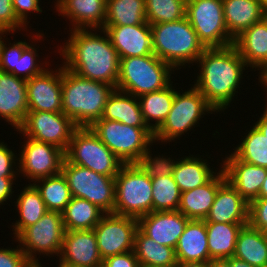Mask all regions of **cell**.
I'll use <instances>...</instances> for the list:
<instances>
[{
	"instance_id": "cell-18",
	"label": "cell",
	"mask_w": 267,
	"mask_h": 267,
	"mask_svg": "<svg viewBox=\"0 0 267 267\" xmlns=\"http://www.w3.org/2000/svg\"><path fill=\"white\" fill-rule=\"evenodd\" d=\"M102 30L108 34L119 58L154 54L151 25L148 22L136 25H104Z\"/></svg>"
},
{
	"instance_id": "cell-39",
	"label": "cell",
	"mask_w": 267,
	"mask_h": 267,
	"mask_svg": "<svg viewBox=\"0 0 267 267\" xmlns=\"http://www.w3.org/2000/svg\"><path fill=\"white\" fill-rule=\"evenodd\" d=\"M233 154L246 163L267 168V138L254 125Z\"/></svg>"
},
{
	"instance_id": "cell-2",
	"label": "cell",
	"mask_w": 267,
	"mask_h": 267,
	"mask_svg": "<svg viewBox=\"0 0 267 267\" xmlns=\"http://www.w3.org/2000/svg\"><path fill=\"white\" fill-rule=\"evenodd\" d=\"M200 74L194 87L218 112L231 103L246 63L234 45L206 48L198 60Z\"/></svg>"
},
{
	"instance_id": "cell-42",
	"label": "cell",
	"mask_w": 267,
	"mask_h": 267,
	"mask_svg": "<svg viewBox=\"0 0 267 267\" xmlns=\"http://www.w3.org/2000/svg\"><path fill=\"white\" fill-rule=\"evenodd\" d=\"M150 149L147 148L145 153L142 155L138 164L150 177H163L166 175H172L176 161L170 158H152ZM174 161V162H173Z\"/></svg>"
},
{
	"instance_id": "cell-21",
	"label": "cell",
	"mask_w": 267,
	"mask_h": 267,
	"mask_svg": "<svg viewBox=\"0 0 267 267\" xmlns=\"http://www.w3.org/2000/svg\"><path fill=\"white\" fill-rule=\"evenodd\" d=\"M223 165L226 179L248 203L259 197L262 183L267 177V168L239 160L233 153Z\"/></svg>"
},
{
	"instance_id": "cell-31",
	"label": "cell",
	"mask_w": 267,
	"mask_h": 267,
	"mask_svg": "<svg viewBox=\"0 0 267 267\" xmlns=\"http://www.w3.org/2000/svg\"><path fill=\"white\" fill-rule=\"evenodd\" d=\"M134 253L140 267L177 265L175 249L161 245L137 228L134 237Z\"/></svg>"
},
{
	"instance_id": "cell-5",
	"label": "cell",
	"mask_w": 267,
	"mask_h": 267,
	"mask_svg": "<svg viewBox=\"0 0 267 267\" xmlns=\"http://www.w3.org/2000/svg\"><path fill=\"white\" fill-rule=\"evenodd\" d=\"M119 59L116 86L119 91L138 98L162 90L170 84L173 68L154 54Z\"/></svg>"
},
{
	"instance_id": "cell-23",
	"label": "cell",
	"mask_w": 267,
	"mask_h": 267,
	"mask_svg": "<svg viewBox=\"0 0 267 267\" xmlns=\"http://www.w3.org/2000/svg\"><path fill=\"white\" fill-rule=\"evenodd\" d=\"M233 45L247 67L261 68V80L267 74V18L244 30L234 39Z\"/></svg>"
},
{
	"instance_id": "cell-19",
	"label": "cell",
	"mask_w": 267,
	"mask_h": 267,
	"mask_svg": "<svg viewBox=\"0 0 267 267\" xmlns=\"http://www.w3.org/2000/svg\"><path fill=\"white\" fill-rule=\"evenodd\" d=\"M190 219L180 211H152L138 218V228L161 245L176 248Z\"/></svg>"
},
{
	"instance_id": "cell-10",
	"label": "cell",
	"mask_w": 267,
	"mask_h": 267,
	"mask_svg": "<svg viewBox=\"0 0 267 267\" xmlns=\"http://www.w3.org/2000/svg\"><path fill=\"white\" fill-rule=\"evenodd\" d=\"M209 111V112H208ZM216 110L205 97L193 86L180 94L175 92L171 110L162 125L154 132L155 140L170 141L187 132L200 120L204 112Z\"/></svg>"
},
{
	"instance_id": "cell-56",
	"label": "cell",
	"mask_w": 267,
	"mask_h": 267,
	"mask_svg": "<svg viewBox=\"0 0 267 267\" xmlns=\"http://www.w3.org/2000/svg\"><path fill=\"white\" fill-rule=\"evenodd\" d=\"M8 31H9V30H7V29H5V28H3V27H0V34H1V35H3L4 32L6 33V32H8ZM1 39H2V36H0V57H1L2 46H3V44H4V41L1 40Z\"/></svg>"
},
{
	"instance_id": "cell-34",
	"label": "cell",
	"mask_w": 267,
	"mask_h": 267,
	"mask_svg": "<svg viewBox=\"0 0 267 267\" xmlns=\"http://www.w3.org/2000/svg\"><path fill=\"white\" fill-rule=\"evenodd\" d=\"M213 174L216 173L210 169L205 160L190 156L176 161L172 173L181 192L204 185L214 176Z\"/></svg>"
},
{
	"instance_id": "cell-15",
	"label": "cell",
	"mask_w": 267,
	"mask_h": 267,
	"mask_svg": "<svg viewBox=\"0 0 267 267\" xmlns=\"http://www.w3.org/2000/svg\"><path fill=\"white\" fill-rule=\"evenodd\" d=\"M21 152L19 172L32 181L61 173L65 152L49 143L27 137ZM21 169V170H20Z\"/></svg>"
},
{
	"instance_id": "cell-4",
	"label": "cell",
	"mask_w": 267,
	"mask_h": 267,
	"mask_svg": "<svg viewBox=\"0 0 267 267\" xmlns=\"http://www.w3.org/2000/svg\"><path fill=\"white\" fill-rule=\"evenodd\" d=\"M151 32L154 55L173 69L197 61L206 49L186 17L152 24Z\"/></svg>"
},
{
	"instance_id": "cell-36",
	"label": "cell",
	"mask_w": 267,
	"mask_h": 267,
	"mask_svg": "<svg viewBox=\"0 0 267 267\" xmlns=\"http://www.w3.org/2000/svg\"><path fill=\"white\" fill-rule=\"evenodd\" d=\"M144 23H147L145 0H107L104 25Z\"/></svg>"
},
{
	"instance_id": "cell-61",
	"label": "cell",
	"mask_w": 267,
	"mask_h": 267,
	"mask_svg": "<svg viewBox=\"0 0 267 267\" xmlns=\"http://www.w3.org/2000/svg\"><path fill=\"white\" fill-rule=\"evenodd\" d=\"M42 267V266H41ZM58 267H66V266H63V265H61L60 263H59V266Z\"/></svg>"
},
{
	"instance_id": "cell-35",
	"label": "cell",
	"mask_w": 267,
	"mask_h": 267,
	"mask_svg": "<svg viewBox=\"0 0 267 267\" xmlns=\"http://www.w3.org/2000/svg\"><path fill=\"white\" fill-rule=\"evenodd\" d=\"M16 205L20 213V220L16 221L13 225L14 237H17L25 228L39 221L48 211L39 191L33 184L24 187L17 199Z\"/></svg>"
},
{
	"instance_id": "cell-55",
	"label": "cell",
	"mask_w": 267,
	"mask_h": 267,
	"mask_svg": "<svg viewBox=\"0 0 267 267\" xmlns=\"http://www.w3.org/2000/svg\"><path fill=\"white\" fill-rule=\"evenodd\" d=\"M258 198H267V177L265 178L264 182L262 183V187L259 191Z\"/></svg>"
},
{
	"instance_id": "cell-40",
	"label": "cell",
	"mask_w": 267,
	"mask_h": 267,
	"mask_svg": "<svg viewBox=\"0 0 267 267\" xmlns=\"http://www.w3.org/2000/svg\"><path fill=\"white\" fill-rule=\"evenodd\" d=\"M186 4L187 0H145L146 21L152 25L183 19Z\"/></svg>"
},
{
	"instance_id": "cell-48",
	"label": "cell",
	"mask_w": 267,
	"mask_h": 267,
	"mask_svg": "<svg viewBox=\"0 0 267 267\" xmlns=\"http://www.w3.org/2000/svg\"><path fill=\"white\" fill-rule=\"evenodd\" d=\"M103 262L107 267H140L134 251L113 255L105 258Z\"/></svg>"
},
{
	"instance_id": "cell-58",
	"label": "cell",
	"mask_w": 267,
	"mask_h": 267,
	"mask_svg": "<svg viewBox=\"0 0 267 267\" xmlns=\"http://www.w3.org/2000/svg\"><path fill=\"white\" fill-rule=\"evenodd\" d=\"M262 84L265 85V87L267 86V74L261 79L260 81ZM267 88V87H266Z\"/></svg>"
},
{
	"instance_id": "cell-24",
	"label": "cell",
	"mask_w": 267,
	"mask_h": 267,
	"mask_svg": "<svg viewBox=\"0 0 267 267\" xmlns=\"http://www.w3.org/2000/svg\"><path fill=\"white\" fill-rule=\"evenodd\" d=\"M107 0H57L55 6L60 15L67 16L74 29H103ZM101 28V29H100Z\"/></svg>"
},
{
	"instance_id": "cell-1",
	"label": "cell",
	"mask_w": 267,
	"mask_h": 267,
	"mask_svg": "<svg viewBox=\"0 0 267 267\" xmlns=\"http://www.w3.org/2000/svg\"><path fill=\"white\" fill-rule=\"evenodd\" d=\"M70 39L61 47L65 67L77 75L93 81L110 84L116 89L119 74V56L108 34H94L86 29L71 28Z\"/></svg>"
},
{
	"instance_id": "cell-41",
	"label": "cell",
	"mask_w": 267,
	"mask_h": 267,
	"mask_svg": "<svg viewBox=\"0 0 267 267\" xmlns=\"http://www.w3.org/2000/svg\"><path fill=\"white\" fill-rule=\"evenodd\" d=\"M36 52V49L26 42H17L16 67L10 73L25 80H29L33 76L41 74L44 68L36 64V56L38 57Z\"/></svg>"
},
{
	"instance_id": "cell-33",
	"label": "cell",
	"mask_w": 267,
	"mask_h": 267,
	"mask_svg": "<svg viewBox=\"0 0 267 267\" xmlns=\"http://www.w3.org/2000/svg\"><path fill=\"white\" fill-rule=\"evenodd\" d=\"M172 83L162 90L147 93L138 97L140 109L147 126L155 132L164 122L171 110L175 97ZM154 119L155 124L150 123Z\"/></svg>"
},
{
	"instance_id": "cell-20",
	"label": "cell",
	"mask_w": 267,
	"mask_h": 267,
	"mask_svg": "<svg viewBox=\"0 0 267 267\" xmlns=\"http://www.w3.org/2000/svg\"><path fill=\"white\" fill-rule=\"evenodd\" d=\"M27 112V80L0 70V116L18 129Z\"/></svg>"
},
{
	"instance_id": "cell-32",
	"label": "cell",
	"mask_w": 267,
	"mask_h": 267,
	"mask_svg": "<svg viewBox=\"0 0 267 267\" xmlns=\"http://www.w3.org/2000/svg\"><path fill=\"white\" fill-rule=\"evenodd\" d=\"M104 211L88 200L72 197L62 212L65 230H91L100 222Z\"/></svg>"
},
{
	"instance_id": "cell-26",
	"label": "cell",
	"mask_w": 267,
	"mask_h": 267,
	"mask_svg": "<svg viewBox=\"0 0 267 267\" xmlns=\"http://www.w3.org/2000/svg\"><path fill=\"white\" fill-rule=\"evenodd\" d=\"M177 262H209L205 220L190 219L175 248Z\"/></svg>"
},
{
	"instance_id": "cell-38",
	"label": "cell",
	"mask_w": 267,
	"mask_h": 267,
	"mask_svg": "<svg viewBox=\"0 0 267 267\" xmlns=\"http://www.w3.org/2000/svg\"><path fill=\"white\" fill-rule=\"evenodd\" d=\"M152 211H177L180 205L181 191L173 175L151 177Z\"/></svg>"
},
{
	"instance_id": "cell-28",
	"label": "cell",
	"mask_w": 267,
	"mask_h": 267,
	"mask_svg": "<svg viewBox=\"0 0 267 267\" xmlns=\"http://www.w3.org/2000/svg\"><path fill=\"white\" fill-rule=\"evenodd\" d=\"M138 98L117 89L108 96L99 120H114L128 126L149 128L144 120Z\"/></svg>"
},
{
	"instance_id": "cell-45",
	"label": "cell",
	"mask_w": 267,
	"mask_h": 267,
	"mask_svg": "<svg viewBox=\"0 0 267 267\" xmlns=\"http://www.w3.org/2000/svg\"><path fill=\"white\" fill-rule=\"evenodd\" d=\"M25 26L16 16L12 0H0V27L13 32Z\"/></svg>"
},
{
	"instance_id": "cell-29",
	"label": "cell",
	"mask_w": 267,
	"mask_h": 267,
	"mask_svg": "<svg viewBox=\"0 0 267 267\" xmlns=\"http://www.w3.org/2000/svg\"><path fill=\"white\" fill-rule=\"evenodd\" d=\"M234 257L253 267H267V233L249 224L240 230Z\"/></svg>"
},
{
	"instance_id": "cell-17",
	"label": "cell",
	"mask_w": 267,
	"mask_h": 267,
	"mask_svg": "<svg viewBox=\"0 0 267 267\" xmlns=\"http://www.w3.org/2000/svg\"><path fill=\"white\" fill-rule=\"evenodd\" d=\"M60 264L66 267H94L103 262L94 229L65 230Z\"/></svg>"
},
{
	"instance_id": "cell-25",
	"label": "cell",
	"mask_w": 267,
	"mask_h": 267,
	"mask_svg": "<svg viewBox=\"0 0 267 267\" xmlns=\"http://www.w3.org/2000/svg\"><path fill=\"white\" fill-rule=\"evenodd\" d=\"M225 180L226 175L221 169L204 185L182 192L178 211L189 219L205 220L214 203L218 188Z\"/></svg>"
},
{
	"instance_id": "cell-11",
	"label": "cell",
	"mask_w": 267,
	"mask_h": 267,
	"mask_svg": "<svg viewBox=\"0 0 267 267\" xmlns=\"http://www.w3.org/2000/svg\"><path fill=\"white\" fill-rule=\"evenodd\" d=\"M186 18L205 48L234 44L225 24L222 0H187Z\"/></svg>"
},
{
	"instance_id": "cell-49",
	"label": "cell",
	"mask_w": 267,
	"mask_h": 267,
	"mask_svg": "<svg viewBox=\"0 0 267 267\" xmlns=\"http://www.w3.org/2000/svg\"><path fill=\"white\" fill-rule=\"evenodd\" d=\"M3 44L1 57H0V70L10 73L15 67L17 62V43H14L11 47Z\"/></svg>"
},
{
	"instance_id": "cell-54",
	"label": "cell",
	"mask_w": 267,
	"mask_h": 267,
	"mask_svg": "<svg viewBox=\"0 0 267 267\" xmlns=\"http://www.w3.org/2000/svg\"><path fill=\"white\" fill-rule=\"evenodd\" d=\"M230 267H253V266L233 256L230 258Z\"/></svg>"
},
{
	"instance_id": "cell-3",
	"label": "cell",
	"mask_w": 267,
	"mask_h": 267,
	"mask_svg": "<svg viewBox=\"0 0 267 267\" xmlns=\"http://www.w3.org/2000/svg\"><path fill=\"white\" fill-rule=\"evenodd\" d=\"M110 84L83 78L62 66V112L77 127H91L103 114Z\"/></svg>"
},
{
	"instance_id": "cell-60",
	"label": "cell",
	"mask_w": 267,
	"mask_h": 267,
	"mask_svg": "<svg viewBox=\"0 0 267 267\" xmlns=\"http://www.w3.org/2000/svg\"><path fill=\"white\" fill-rule=\"evenodd\" d=\"M147 267H176V265L174 266H147Z\"/></svg>"
},
{
	"instance_id": "cell-47",
	"label": "cell",
	"mask_w": 267,
	"mask_h": 267,
	"mask_svg": "<svg viewBox=\"0 0 267 267\" xmlns=\"http://www.w3.org/2000/svg\"><path fill=\"white\" fill-rule=\"evenodd\" d=\"M13 9L17 18L25 24L27 22V14L29 11L42 12V9L39 6V0H12Z\"/></svg>"
},
{
	"instance_id": "cell-27",
	"label": "cell",
	"mask_w": 267,
	"mask_h": 267,
	"mask_svg": "<svg viewBox=\"0 0 267 267\" xmlns=\"http://www.w3.org/2000/svg\"><path fill=\"white\" fill-rule=\"evenodd\" d=\"M222 4L227 31L233 39L265 18L260 0H222Z\"/></svg>"
},
{
	"instance_id": "cell-51",
	"label": "cell",
	"mask_w": 267,
	"mask_h": 267,
	"mask_svg": "<svg viewBox=\"0 0 267 267\" xmlns=\"http://www.w3.org/2000/svg\"><path fill=\"white\" fill-rule=\"evenodd\" d=\"M255 126L267 138V107L263 115L259 118V121L255 123Z\"/></svg>"
},
{
	"instance_id": "cell-8",
	"label": "cell",
	"mask_w": 267,
	"mask_h": 267,
	"mask_svg": "<svg viewBox=\"0 0 267 267\" xmlns=\"http://www.w3.org/2000/svg\"><path fill=\"white\" fill-rule=\"evenodd\" d=\"M65 158L72 164L113 178L123 165L90 127H78L73 132Z\"/></svg>"
},
{
	"instance_id": "cell-30",
	"label": "cell",
	"mask_w": 267,
	"mask_h": 267,
	"mask_svg": "<svg viewBox=\"0 0 267 267\" xmlns=\"http://www.w3.org/2000/svg\"><path fill=\"white\" fill-rule=\"evenodd\" d=\"M247 224L206 222L209 261L233 257L238 234Z\"/></svg>"
},
{
	"instance_id": "cell-53",
	"label": "cell",
	"mask_w": 267,
	"mask_h": 267,
	"mask_svg": "<svg viewBox=\"0 0 267 267\" xmlns=\"http://www.w3.org/2000/svg\"><path fill=\"white\" fill-rule=\"evenodd\" d=\"M176 267H208V262H178Z\"/></svg>"
},
{
	"instance_id": "cell-43",
	"label": "cell",
	"mask_w": 267,
	"mask_h": 267,
	"mask_svg": "<svg viewBox=\"0 0 267 267\" xmlns=\"http://www.w3.org/2000/svg\"><path fill=\"white\" fill-rule=\"evenodd\" d=\"M248 224L267 233V198H257L249 203Z\"/></svg>"
},
{
	"instance_id": "cell-57",
	"label": "cell",
	"mask_w": 267,
	"mask_h": 267,
	"mask_svg": "<svg viewBox=\"0 0 267 267\" xmlns=\"http://www.w3.org/2000/svg\"><path fill=\"white\" fill-rule=\"evenodd\" d=\"M260 2L262 5L263 13H264L265 17L267 18V0H260Z\"/></svg>"
},
{
	"instance_id": "cell-14",
	"label": "cell",
	"mask_w": 267,
	"mask_h": 267,
	"mask_svg": "<svg viewBox=\"0 0 267 267\" xmlns=\"http://www.w3.org/2000/svg\"><path fill=\"white\" fill-rule=\"evenodd\" d=\"M138 219L130 216L105 213L94 227L101 258L134 250V237Z\"/></svg>"
},
{
	"instance_id": "cell-16",
	"label": "cell",
	"mask_w": 267,
	"mask_h": 267,
	"mask_svg": "<svg viewBox=\"0 0 267 267\" xmlns=\"http://www.w3.org/2000/svg\"><path fill=\"white\" fill-rule=\"evenodd\" d=\"M28 111L62 112V67L27 80Z\"/></svg>"
},
{
	"instance_id": "cell-6",
	"label": "cell",
	"mask_w": 267,
	"mask_h": 267,
	"mask_svg": "<svg viewBox=\"0 0 267 267\" xmlns=\"http://www.w3.org/2000/svg\"><path fill=\"white\" fill-rule=\"evenodd\" d=\"M151 212V177L138 163L123 164L115 176L113 213L138 219Z\"/></svg>"
},
{
	"instance_id": "cell-44",
	"label": "cell",
	"mask_w": 267,
	"mask_h": 267,
	"mask_svg": "<svg viewBox=\"0 0 267 267\" xmlns=\"http://www.w3.org/2000/svg\"><path fill=\"white\" fill-rule=\"evenodd\" d=\"M0 267H35L21 250L0 249Z\"/></svg>"
},
{
	"instance_id": "cell-59",
	"label": "cell",
	"mask_w": 267,
	"mask_h": 267,
	"mask_svg": "<svg viewBox=\"0 0 267 267\" xmlns=\"http://www.w3.org/2000/svg\"><path fill=\"white\" fill-rule=\"evenodd\" d=\"M94 267H107L106 264L104 262L98 264V265H95Z\"/></svg>"
},
{
	"instance_id": "cell-12",
	"label": "cell",
	"mask_w": 267,
	"mask_h": 267,
	"mask_svg": "<svg viewBox=\"0 0 267 267\" xmlns=\"http://www.w3.org/2000/svg\"><path fill=\"white\" fill-rule=\"evenodd\" d=\"M65 228L62 213L47 211L39 221L25 228L17 237V241L22 243L21 250L28 260L35 266L41 267L36 260L35 253L52 254L57 256L61 252L64 240ZM34 253V254H33Z\"/></svg>"
},
{
	"instance_id": "cell-22",
	"label": "cell",
	"mask_w": 267,
	"mask_h": 267,
	"mask_svg": "<svg viewBox=\"0 0 267 267\" xmlns=\"http://www.w3.org/2000/svg\"><path fill=\"white\" fill-rule=\"evenodd\" d=\"M249 203L226 179L218 188L205 222L248 223Z\"/></svg>"
},
{
	"instance_id": "cell-46",
	"label": "cell",
	"mask_w": 267,
	"mask_h": 267,
	"mask_svg": "<svg viewBox=\"0 0 267 267\" xmlns=\"http://www.w3.org/2000/svg\"><path fill=\"white\" fill-rule=\"evenodd\" d=\"M14 157L13 151L0 142V177H16V172L12 168L13 163L15 164Z\"/></svg>"
},
{
	"instance_id": "cell-9",
	"label": "cell",
	"mask_w": 267,
	"mask_h": 267,
	"mask_svg": "<svg viewBox=\"0 0 267 267\" xmlns=\"http://www.w3.org/2000/svg\"><path fill=\"white\" fill-rule=\"evenodd\" d=\"M61 173L67 181L72 197L88 200L105 213H113L115 178L72 164L66 158L62 163Z\"/></svg>"
},
{
	"instance_id": "cell-52",
	"label": "cell",
	"mask_w": 267,
	"mask_h": 267,
	"mask_svg": "<svg viewBox=\"0 0 267 267\" xmlns=\"http://www.w3.org/2000/svg\"><path fill=\"white\" fill-rule=\"evenodd\" d=\"M208 267H230V258L211 259L208 262Z\"/></svg>"
},
{
	"instance_id": "cell-13",
	"label": "cell",
	"mask_w": 267,
	"mask_h": 267,
	"mask_svg": "<svg viewBox=\"0 0 267 267\" xmlns=\"http://www.w3.org/2000/svg\"><path fill=\"white\" fill-rule=\"evenodd\" d=\"M77 128L72 119L63 112L28 111L17 130L24 133L23 136L52 144L66 152Z\"/></svg>"
},
{
	"instance_id": "cell-50",
	"label": "cell",
	"mask_w": 267,
	"mask_h": 267,
	"mask_svg": "<svg viewBox=\"0 0 267 267\" xmlns=\"http://www.w3.org/2000/svg\"><path fill=\"white\" fill-rule=\"evenodd\" d=\"M15 177H0V204H3L12 194V185Z\"/></svg>"
},
{
	"instance_id": "cell-7",
	"label": "cell",
	"mask_w": 267,
	"mask_h": 267,
	"mask_svg": "<svg viewBox=\"0 0 267 267\" xmlns=\"http://www.w3.org/2000/svg\"><path fill=\"white\" fill-rule=\"evenodd\" d=\"M90 128L123 164L138 163L154 141L150 128L128 126L114 120H97Z\"/></svg>"
},
{
	"instance_id": "cell-37",
	"label": "cell",
	"mask_w": 267,
	"mask_h": 267,
	"mask_svg": "<svg viewBox=\"0 0 267 267\" xmlns=\"http://www.w3.org/2000/svg\"><path fill=\"white\" fill-rule=\"evenodd\" d=\"M40 185H33L39 191L48 211L62 213L72 199L67 181L62 173L36 180ZM42 182V184H41Z\"/></svg>"
}]
</instances>
